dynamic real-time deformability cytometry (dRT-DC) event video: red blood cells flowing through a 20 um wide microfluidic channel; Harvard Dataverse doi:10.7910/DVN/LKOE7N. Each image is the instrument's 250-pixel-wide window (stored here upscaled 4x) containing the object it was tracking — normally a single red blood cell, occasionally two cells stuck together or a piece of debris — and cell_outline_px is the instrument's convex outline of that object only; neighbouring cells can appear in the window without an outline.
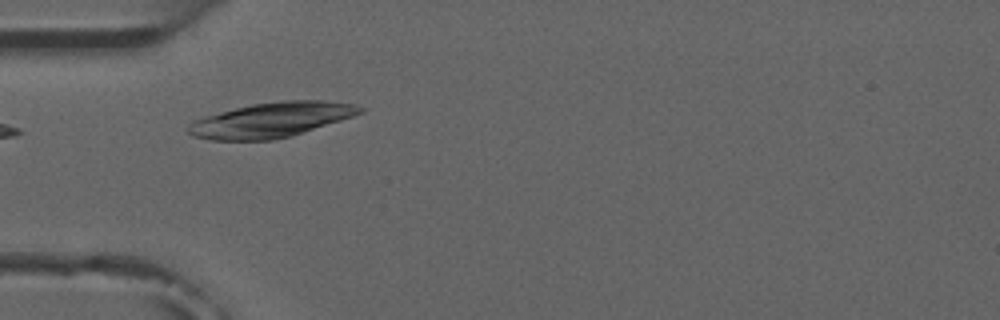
{"species": "common noctule bat (a hibernating species)", "species_latin": "Nyctalus noctula", "temperature_condition": "room temperature", "stored_images_in_passage": 5, "camera_frame_rate_fps": 3000, "um_per_image_px": 0.085, "animal": {"sex": "male", "forearm_length_mm": 52.5}, "frame": {"image": 1, "passage_image": 4, "time_ms": 3.667, "image_size_px": [1000, 320], "cell_outline_px": [[364, 112], [292, 136], [272, 140], [212, 140], [192, 136], [184, 128], [192, 120], [220, 112], [252, 104], [280, 100], [320, 100], [356, 104], [364, 108]], "centroid_in_image_um": [23.03, 10.19], "position_along_channel_um": 62.0, "area_um2": 34.91}}
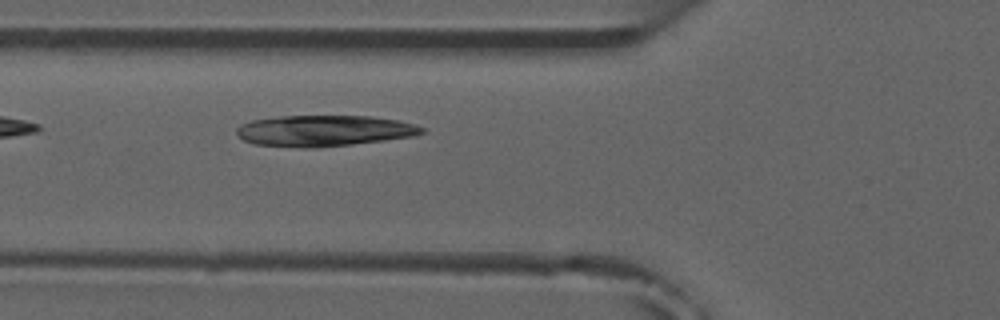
{"frame": {"image": 2, "passage_image": 5, "time_ms": 4.667, "image_size_px": [1000, 320], "cell_outline_px": [[424, 132], [412, 136], [384, 140], [352, 144], [312, 148], [304, 148], [256, 144], [244, 140], [236, 132], [236, 128], [240, 124], [252, 120], [280, 116], [372, 116], [396, 120], [416, 124], [424, 128]], "centroid_in_image_um": [27.53, 11.11], "position_along_channel_um": 98.3, "area_um2": 33.35}}